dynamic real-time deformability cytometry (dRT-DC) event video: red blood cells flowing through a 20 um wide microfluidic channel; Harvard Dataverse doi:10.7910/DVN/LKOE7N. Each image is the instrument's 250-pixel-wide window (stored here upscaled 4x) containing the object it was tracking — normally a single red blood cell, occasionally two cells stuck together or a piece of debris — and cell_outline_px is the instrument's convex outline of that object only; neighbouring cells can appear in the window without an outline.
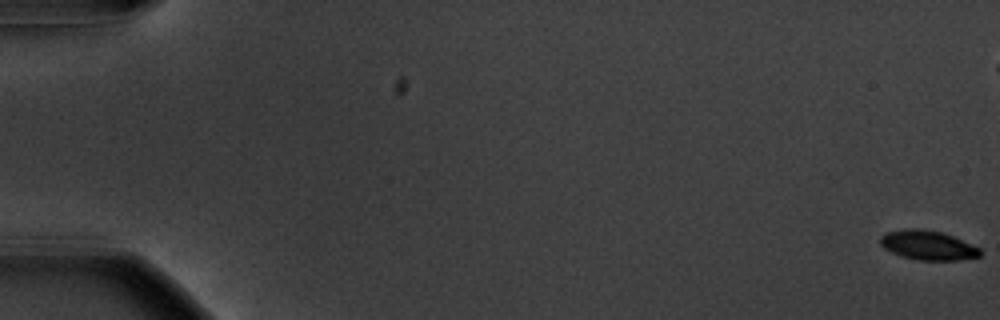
{"species": "common noctule bat (a hibernating species)", "species_latin": "Nyctalus noctula", "temperature_condition": "warm", "stored_images_in_passage": 59, "camera_frame_rate_fps": 3000, "um_per_image_px": 0.085, "animal": {"sex": "male", "body_mass_g": 20.1, "forearm_length_mm": 53.5}, "frame": {"image": 1, "passage_image": 1, "time_ms": 0.0, "image_size_px": [1000, 320], "cell_outline_px": [[980, 256], [960, 260], [916, 260], [900, 256], [884, 248], [880, 244], [880, 236], [884, 232], [904, 228], [924, 228], [940, 232], [952, 236], [980, 248]], "centroid_in_image_um": [78.81, 20.83], "position_along_channel_um": 6.2, "area_um2": 17.22}}
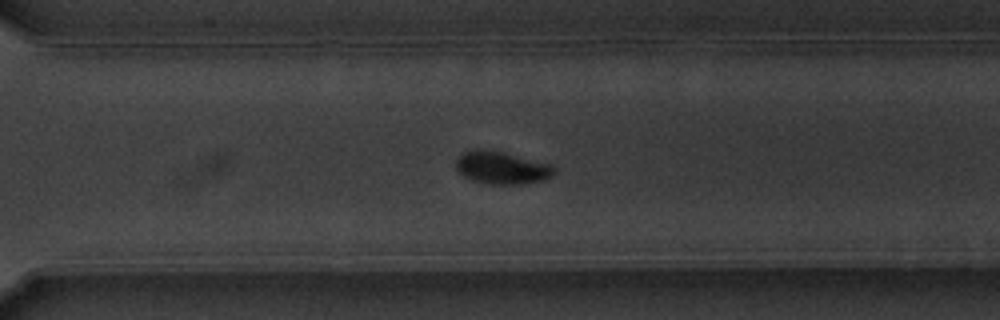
{"frame": {"image": 2, "passage_image": 42, "time_ms": 13.667, "image_size_px": [1000, 320], "cell_outline_px": [[556, 172], [552, 176], [544, 180], [524, 184], [488, 184], [472, 180], [464, 176], [456, 168], [456, 160], [464, 152], [476, 148], [480, 148], [500, 152], [552, 164], [556, 168]], "centroid_in_image_um": [42.67, 14.27], "position_along_channel_um": 327.9, "area_um2": 18.61}}
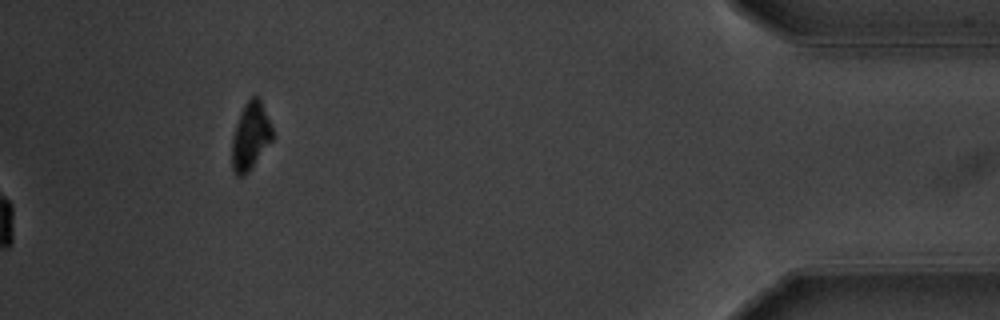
{"frame": {"image": 3, "passage_image": 59, "time_ms": 19.333, "image_size_px": [1000, 320], "cell_outline_px": [[272, 140], [248, 172], [244, 176], [236, 176], [232, 168], [232, 136], [240, 112], [244, 104], [252, 96], [256, 96], [260, 100], [272, 128]], "centroid_in_image_um": [21.26, 11.59], "position_along_channel_um": 413.9, "area_um2": 15.66}, "authors_computed_cell_mechanics": {"area_um2": 18.1492, "velocity_mm_per_s": 3.6468, "shape_relaxation_time_tau1_ms": 1.6229, "shape_relaxation_time_tau2_ms": 4.2527, "deformation_change_tau1": 0.1236, "deformation_change_tau2": 0.0537}}